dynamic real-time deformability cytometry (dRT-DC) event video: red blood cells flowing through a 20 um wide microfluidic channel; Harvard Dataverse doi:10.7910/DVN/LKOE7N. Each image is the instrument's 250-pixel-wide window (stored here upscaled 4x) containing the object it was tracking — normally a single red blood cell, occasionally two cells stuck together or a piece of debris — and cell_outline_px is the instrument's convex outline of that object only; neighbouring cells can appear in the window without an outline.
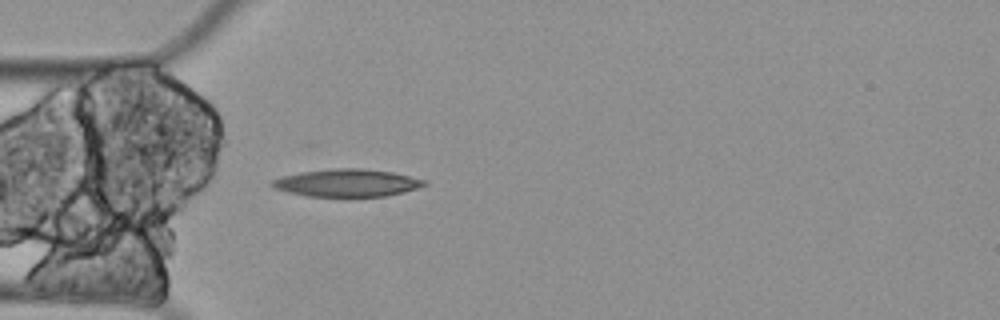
{"species": "Egyptian fruit bat (a non-hibernating species)", "species_latin": "Rousettus aegyptiacus", "temperature_condition": "cold", "stored_images_in_passage": 2, "camera_frame_rate_fps": 3000, "um_per_image_px": 0.085, "animal": {"sex": "female"}, "frame": {"image": 1, "passage_image": 2, "time_ms": 0.333, "image_size_px": [1000, 320], "cell_outline_px": [[428, 184], [404, 192], [384, 196], [308, 196], [288, 192], [272, 188], [268, 184], [272, 180], [280, 176], [300, 172], [332, 168], [364, 168], [392, 172], [428, 180]], "centroid_in_image_um": [29.47, 15.53], "position_along_channel_um": 55.5, "area_um2": 24.62}}